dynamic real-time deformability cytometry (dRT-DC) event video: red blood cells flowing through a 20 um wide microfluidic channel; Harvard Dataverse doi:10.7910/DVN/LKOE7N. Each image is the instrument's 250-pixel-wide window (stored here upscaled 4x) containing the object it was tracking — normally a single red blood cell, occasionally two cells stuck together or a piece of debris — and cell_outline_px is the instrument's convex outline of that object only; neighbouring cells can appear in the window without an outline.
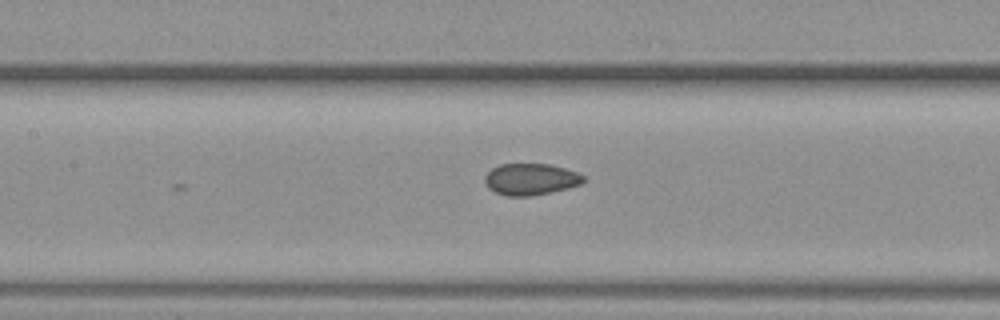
{"species": "common noctule bat (a hibernating species)", "species_latin": "Nyctalus noctula", "temperature_condition": "warm", "stored_images_in_passage": 7, "camera_frame_rate_fps": 3000, "um_per_image_px": 0.085, "animal": {"sex": "female", "body_mass_g": 19.3, "forearm_length_mm": 54.1}, "frame": {"image": 1, "passage_image": 7, "time_ms": 7.667, "image_size_px": [1000, 320], "cell_outline_px": [[584, 180], [580, 184], [568, 188], [528, 196], [508, 196], [496, 192], [488, 188], [484, 180], [484, 176], [492, 168], [500, 164], [548, 164], [564, 168], [576, 172], [584, 176]], "centroid_in_image_um": [45.07, 15.23], "position_along_channel_um": 162.3, "area_um2": 17.92}}